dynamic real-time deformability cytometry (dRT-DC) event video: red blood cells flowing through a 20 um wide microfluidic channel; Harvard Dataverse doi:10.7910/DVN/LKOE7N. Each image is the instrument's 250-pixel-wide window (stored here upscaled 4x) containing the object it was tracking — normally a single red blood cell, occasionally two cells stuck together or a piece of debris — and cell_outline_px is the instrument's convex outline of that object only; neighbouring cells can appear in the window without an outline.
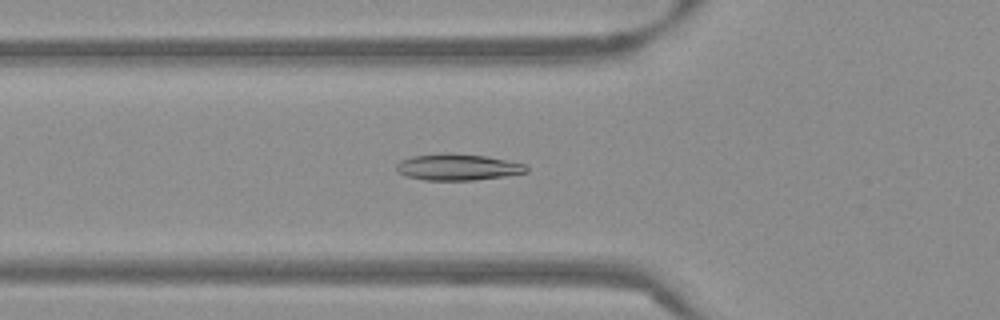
{"species": "Egyptian fruit bat (a non-hibernating species)", "species_latin": "Rousettus aegyptiacus", "temperature_condition": "warm", "stored_images_in_passage": 41, "camera_frame_rate_fps": 3000, "um_per_image_px": 0.085, "frame": {"image": 1, "passage_image": 7, "time_ms": 2.0, "image_size_px": [1000, 320], "cell_outline_px": [[528, 172], [504, 176], [472, 180], [424, 180], [408, 176], [400, 172], [396, 168], [396, 164], [400, 160], [412, 156], [488, 156], [524, 164], [528, 168]], "centroid_in_image_um": [38.95, 14.25], "position_along_channel_um": 86.9, "area_um2": 18.84}}
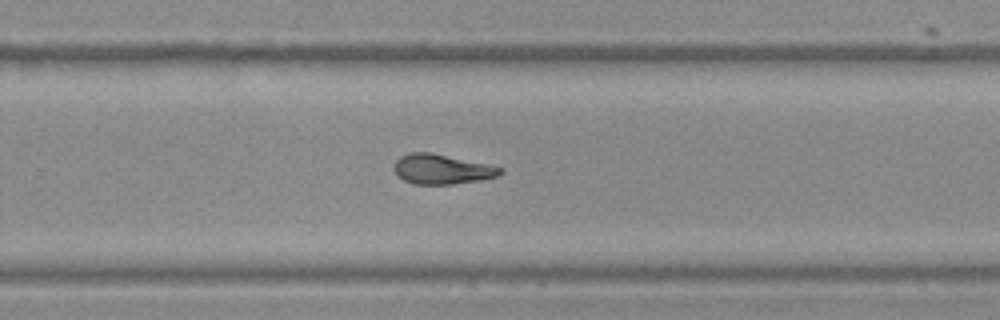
{"frame": {"image": 2, "passage_image": 23, "time_ms": 7.333, "image_size_px": [1000, 320], "cell_outline_px": [[504, 172], [500, 176], [480, 180], [452, 184], [412, 184], [396, 176], [392, 168], [396, 160], [400, 156], [408, 152], [428, 152], [488, 164], [500, 168]], "centroid_in_image_um": [37.51, 14.39], "position_along_channel_um": 292.3, "area_um2": 18.55}}
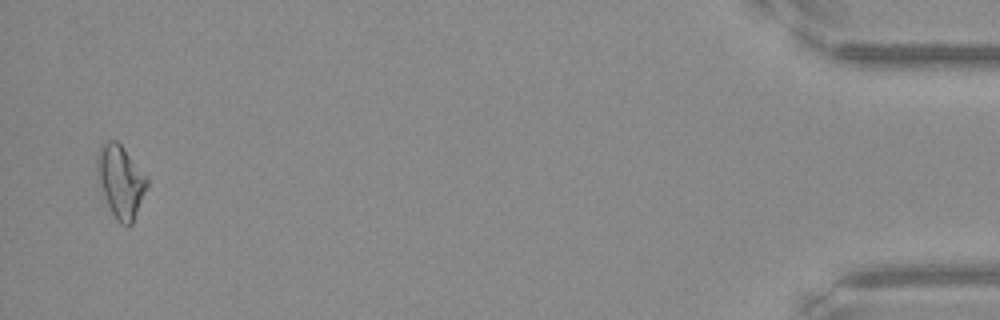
{"frame": {"image": 3, "passage_image": 40, "time_ms": 13.0, "image_size_px": [1000, 320], "cell_outline_px": [[148, 184], [132, 224], [128, 228], [120, 224], [116, 220], [108, 204], [96, 176], [96, 156], [100, 148], [108, 140], [116, 140], [120, 144], [148, 176]], "centroid_in_image_um": [10.26, 15.42], "position_along_channel_um": 424.9, "area_um2": 21.04}, "authors_computed_cell_mechanics": {"area_um2": 18.8428, "velocity_mm_per_s": 3.8366, "shape_relaxation_time_tau1_ms": 11.2527, "shape_relaxation_time_tau2_ms": 2.9225, "deformation_change_tau1": 0.2469, "deformation_change_tau2": 0.0701}}